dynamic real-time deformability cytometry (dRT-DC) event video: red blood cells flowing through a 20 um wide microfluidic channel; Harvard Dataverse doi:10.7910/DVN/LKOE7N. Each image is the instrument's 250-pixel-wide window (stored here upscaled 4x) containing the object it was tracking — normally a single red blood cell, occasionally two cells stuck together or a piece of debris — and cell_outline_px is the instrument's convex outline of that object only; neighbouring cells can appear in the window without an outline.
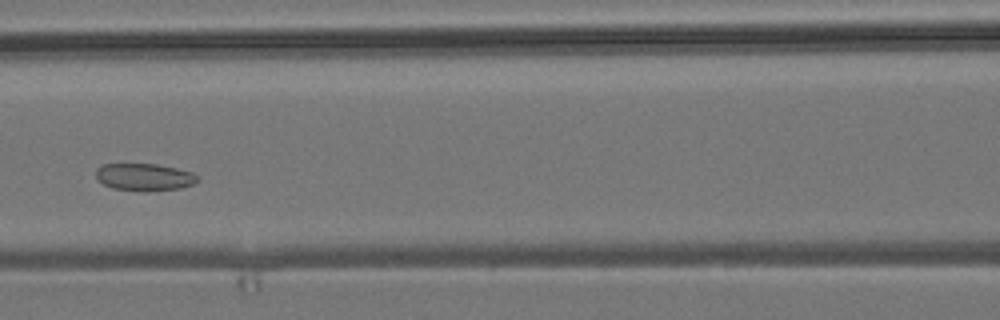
{"species": "common noctule bat (a hibernating species)", "species_latin": "Nyctalus noctula", "temperature_condition": "room temperature", "stored_images_in_passage": 5, "camera_frame_rate_fps": 3000, "um_per_image_px": 0.085, "animal": {"sex": "male", "body_mass_g": 19.2, "forearm_length_mm": 51.8}, "frame": {"image": 1, "passage_image": 5, "time_ms": 4.667, "image_size_px": [1000, 320], "cell_outline_px": [[200, 180], [192, 184], [180, 188], [144, 192], [112, 188], [96, 180], [96, 168], [104, 164], [156, 164], [176, 168], [192, 172], [200, 176]], "centroid_in_image_um": [12.27, 15.06], "position_along_channel_um": 154.3, "area_um2": 16.36}}